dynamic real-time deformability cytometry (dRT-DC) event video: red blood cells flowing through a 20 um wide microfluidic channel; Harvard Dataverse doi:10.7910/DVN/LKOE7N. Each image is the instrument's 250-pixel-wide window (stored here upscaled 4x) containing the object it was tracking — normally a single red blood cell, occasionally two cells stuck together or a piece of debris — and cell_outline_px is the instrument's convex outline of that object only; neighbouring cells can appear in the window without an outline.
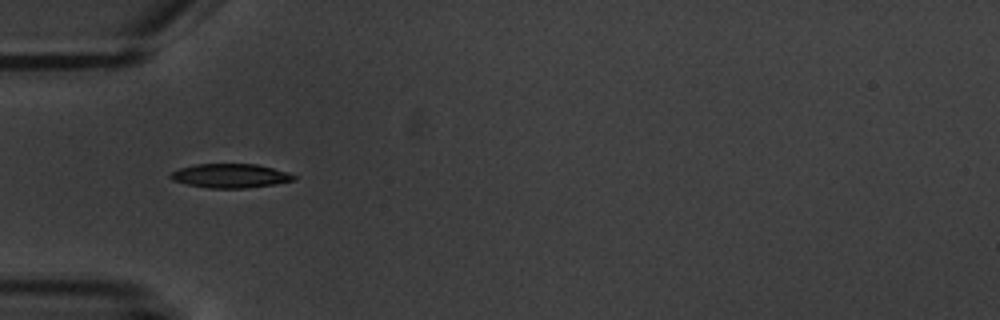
{"species": "common noctule bat (a hibernating species)", "species_latin": "Nyctalus noctula", "temperature_condition": "warm", "stored_images_in_passage": 11, "camera_frame_rate_fps": 3000, "um_per_image_px": 0.085, "animal": {"sex": "male", "body_mass_g": 20.1, "forearm_length_mm": 53.5}, "frame": {"image": 1, "passage_image": 1, "time_ms": 0.0, "image_size_px": [1000, 320], "cell_outline_px": [[296, 180], [276, 184], [244, 188], [208, 188], [188, 184], [172, 180], [168, 176], [172, 172], [180, 168], [196, 164], [256, 164], [288, 172], [296, 176]], "centroid_in_image_um": [19.59, 14.94], "position_along_channel_um": 65.4, "area_um2": 17.22}}
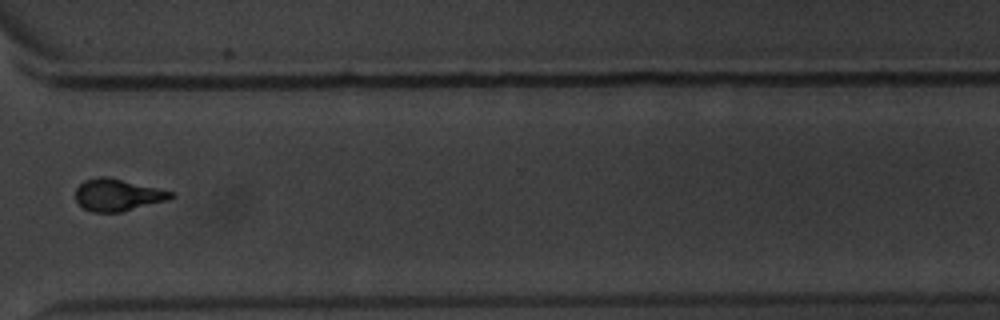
{"frame": {"image": 2, "passage_image": 8, "time_ms": 8.333, "image_size_px": [1000, 320], "cell_outline_px": [[176, 196], [168, 200], [124, 212], [92, 212], [84, 208], [76, 200], [76, 188], [84, 180], [100, 176], [108, 176], [176, 192]], "centroid_in_image_um": [10.05, 16.57], "position_along_channel_um": 360.6, "area_um2": 18.09}}
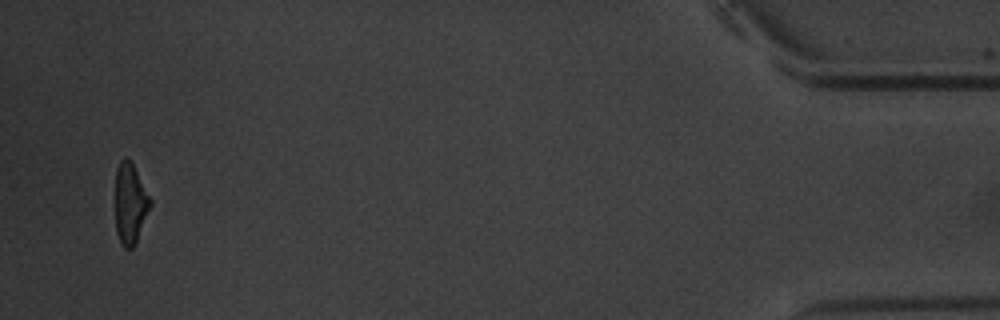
{"frame": {"image": 3, "passage_image": 10, "time_ms": 12.333, "image_size_px": [1000, 320], "cell_outline_px": [[152, 204], [136, 244], [132, 248], [124, 248], [120, 244], [116, 232], [116, 168], [120, 160], [124, 156], [132, 164], [152, 200]], "centroid_in_image_um": [11.07, 17.35], "position_along_channel_um": 424.1, "area_um2": 16.47}, "authors_computed_cell_mechanics": {"area_um2": 17.629, "velocity_mm_per_s": 3.5508, "shape_relaxation_time_tau1_ms": 4.6876, "shape_relaxation_time_tau2_ms": 2.0516, "deformation_change_tau1": 0.1259, "deformation_change_tau2": 0.0538}}